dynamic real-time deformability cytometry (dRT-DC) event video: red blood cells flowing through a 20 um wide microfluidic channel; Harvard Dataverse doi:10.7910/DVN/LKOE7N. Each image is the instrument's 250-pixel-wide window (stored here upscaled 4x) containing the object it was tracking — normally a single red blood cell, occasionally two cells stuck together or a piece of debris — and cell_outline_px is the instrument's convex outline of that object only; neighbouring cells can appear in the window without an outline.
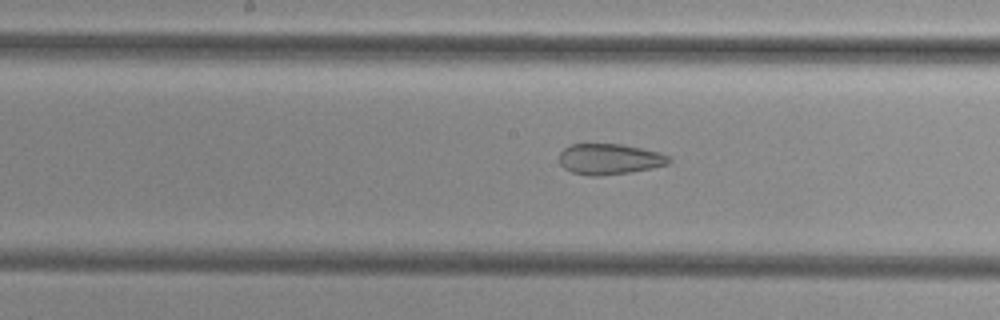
{"species": "common noctule bat (a hibernating species)", "species_latin": "Nyctalus noctula", "temperature_condition": "cold", "stored_images_in_passage": 48, "segment_of_instrument_passage": [2, 2], "camera_frame_rate_fps": 3000, "um_per_image_px": 0.085, "animal": {"sex": "female", "body_mass_g": 29.2, "forearm_length_mm": 56.3}, "frame": {"image": 1, "passage_image": 27, "time_ms": 8.667, "image_size_px": [1000, 320], "cell_outline_px": [[672, 160], [668, 164], [652, 168], [632, 172], [600, 176], [592, 176], [572, 172], [564, 168], [560, 164], [560, 152], [564, 148], [572, 144], [620, 144], [660, 152], [668, 156]], "centroid_in_image_um": [51.81, 13.53], "position_along_channel_um": 196.4, "area_um2": 19.65}}
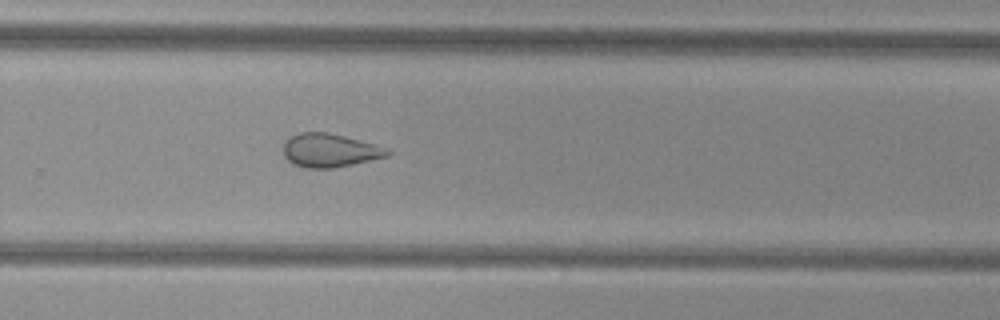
{"frame": {"image": 2, "passage_image": 35, "time_ms": 11.333, "image_size_px": [1000, 320], "cell_outline_px": [[392, 152], [388, 156], [332, 168], [304, 168], [292, 164], [284, 156], [284, 140], [300, 132], [328, 132], [376, 144]], "centroid_in_image_um": [27.99, 12.78], "position_along_channel_um": 301.8, "area_um2": 20.23}}
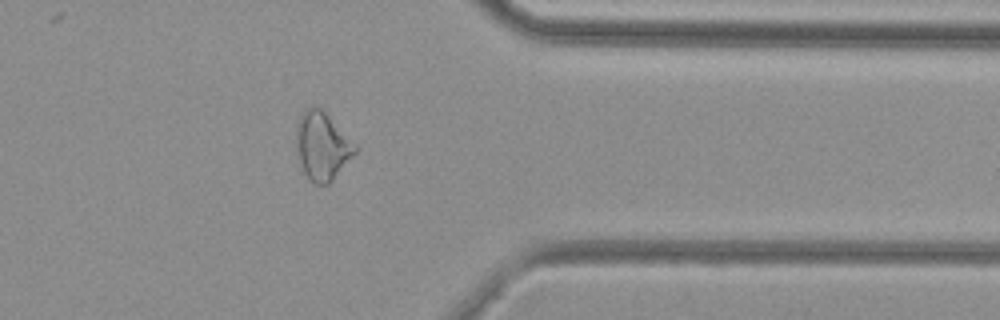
{"frame": {"image": 3, "passage_image": 42, "time_ms": 13.667, "image_size_px": [1000, 320], "cell_outline_px": [[356, 152], [332, 180], [328, 184], [316, 184], [304, 172], [300, 160], [296, 144], [296, 124], [304, 108], [316, 104], [356, 144]], "centroid_in_image_um": [27.37, 12.37], "position_along_channel_um": 384.0, "area_um2": 22.89}}